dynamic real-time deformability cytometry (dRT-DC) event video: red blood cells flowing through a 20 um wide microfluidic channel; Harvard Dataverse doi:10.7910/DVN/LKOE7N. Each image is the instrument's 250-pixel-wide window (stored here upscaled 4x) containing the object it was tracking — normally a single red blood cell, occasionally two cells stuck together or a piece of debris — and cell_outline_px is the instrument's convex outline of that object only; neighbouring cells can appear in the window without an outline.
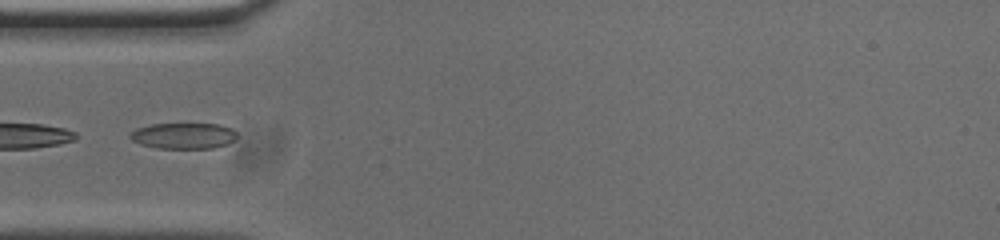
{"species": "common noctule bat (a hibernating species)", "species_latin": "Nyctalus noctula", "temperature_condition": "cold", "stored_images_in_passage": 32, "camera_frame_rate_fps": 3000, "um_per_image_px": 0.085, "animal": {"sex": "male", "body_mass_g": 20.0, "forearm_length_mm": 53.3}, "frame": {"image": 1, "passage_image": 1, "time_ms": 0.0, "image_size_px": [1000, 240], "cell_outline_px": [[236, 136], [232, 140], [224, 144], [212, 148], [156, 148], [140, 144], [132, 140], [128, 136], [136, 128], [152, 124], [220, 124], [232, 128], [236, 132]], "centroid_in_image_um": [15.56, 11.53], "position_along_channel_um": 69.4, "area_um2": 16.01}}
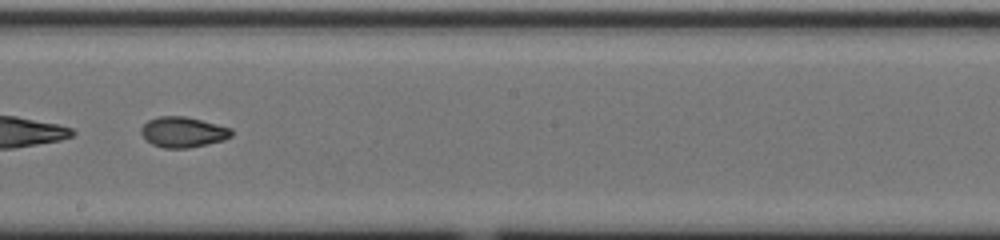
{"frame": {"image": 2, "passage_image": 14, "time_ms": 4.333, "image_size_px": [1000, 240], "cell_outline_px": [[232, 136], [224, 140], [188, 148], [164, 148], [152, 144], [140, 132], [140, 128], [148, 120], [160, 116], [184, 116], [232, 128]], "centroid_in_image_um": [15.56, 11.23], "position_along_channel_um": 232.6, "area_um2": 15.9}}